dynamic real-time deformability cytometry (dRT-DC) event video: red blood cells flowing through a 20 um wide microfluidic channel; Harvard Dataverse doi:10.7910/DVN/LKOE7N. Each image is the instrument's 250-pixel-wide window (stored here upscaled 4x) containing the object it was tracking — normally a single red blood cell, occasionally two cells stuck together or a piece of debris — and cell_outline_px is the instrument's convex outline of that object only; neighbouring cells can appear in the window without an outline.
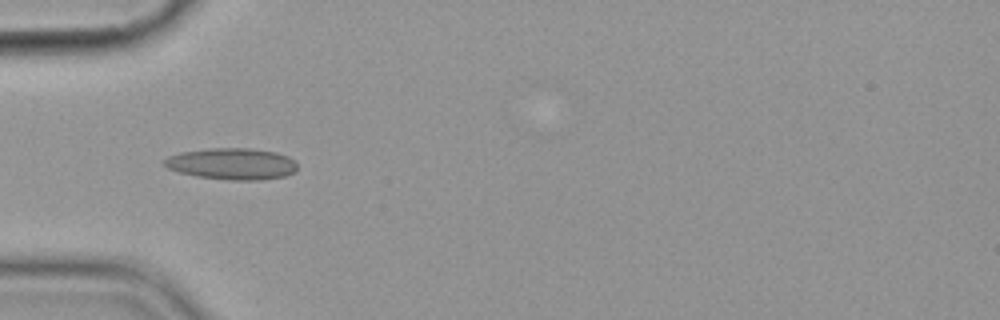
{"species": "common noctule bat (a hibernating species)", "species_latin": "Nyctalus noctula", "temperature_condition": "cold", "stored_images_in_passage": 4, "camera_frame_rate_fps": 3000, "um_per_image_px": 0.085, "animal": {"sex": "female", "body_mass_g": 19.9}, "frame": {"image": 1, "passage_image": 3, "time_ms": 2.333, "image_size_px": [1000, 320], "cell_outline_px": [[296, 172], [284, 176], [256, 180], [232, 180], [196, 176], [180, 172], [168, 168], [164, 164], [164, 160], [168, 156], [180, 152], [208, 148], [248, 148], [276, 152], [288, 156], [296, 164]], "centroid_in_image_um": [19.71, 13.92], "position_along_channel_um": 65.3, "area_um2": 24.28}}
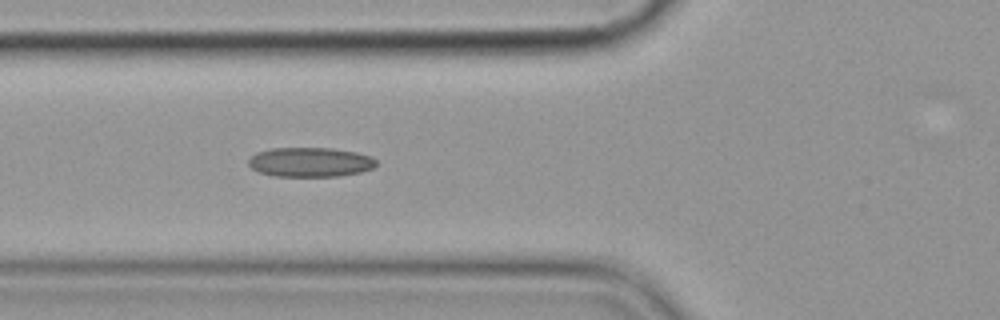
{"frame": {"image": 2, "passage_image": 4, "time_ms": 3.333, "image_size_px": [1000, 320], "cell_outline_px": [[376, 164], [372, 168], [360, 172], [340, 176], [276, 176], [260, 172], [252, 168], [248, 164], [248, 160], [256, 152], [272, 148], [332, 148], [356, 152], [368, 156], [376, 160]], "centroid_in_image_um": [26.35, 13.78], "position_along_channel_um": 99.5, "area_um2": 21.79}}